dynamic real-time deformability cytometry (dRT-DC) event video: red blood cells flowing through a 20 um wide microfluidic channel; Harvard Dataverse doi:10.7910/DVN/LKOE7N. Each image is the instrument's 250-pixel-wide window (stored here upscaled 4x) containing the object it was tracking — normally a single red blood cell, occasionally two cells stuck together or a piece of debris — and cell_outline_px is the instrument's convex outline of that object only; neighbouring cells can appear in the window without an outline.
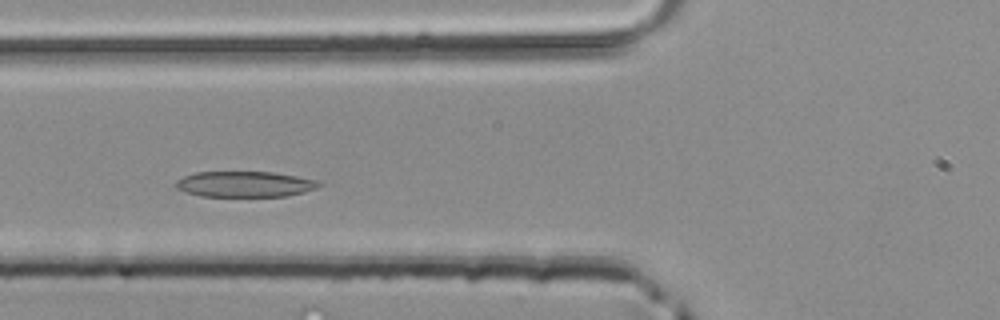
{"species": "common noctule bat (a hibernating species)", "species_latin": "Nyctalus noctula", "temperature_condition": "room temperature", "stored_images_in_passage": 4, "camera_frame_rate_fps": 3000, "um_per_image_px": 0.085, "animal": {"sex": "male", "body_mass_g": 20.4}, "frame": {"image": 1, "passage_image": 4, "time_ms": 1.0, "image_size_px": [1000, 320], "cell_outline_px": [[324, 184], [316, 188], [304, 192], [288, 196], [200, 196], [176, 188], [176, 180], [184, 176], [196, 172], [272, 172], [320, 180]], "centroid_in_image_um": [20.86, 15.65], "position_along_channel_um": 104.9, "area_um2": 21.44}}